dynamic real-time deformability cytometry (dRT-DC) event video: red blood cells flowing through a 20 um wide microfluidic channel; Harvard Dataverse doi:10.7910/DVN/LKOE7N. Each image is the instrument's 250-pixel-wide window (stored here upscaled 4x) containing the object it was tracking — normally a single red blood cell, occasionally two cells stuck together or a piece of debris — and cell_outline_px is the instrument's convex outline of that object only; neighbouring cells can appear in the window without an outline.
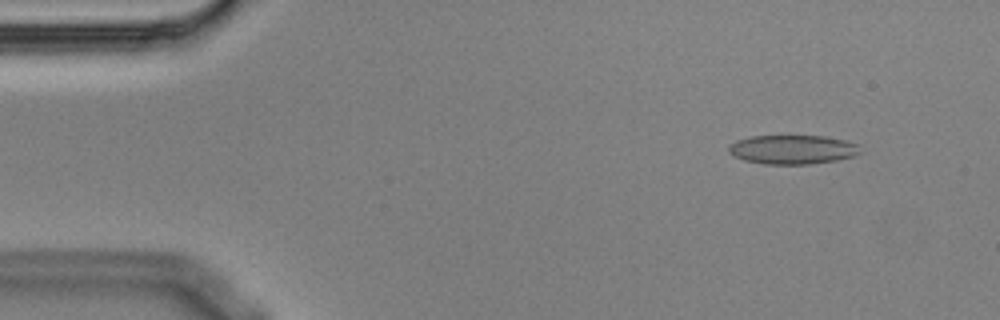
{"species": "Egyptian fruit bat (a non-hibernating species)", "species_latin": "Rousettus aegyptiacus", "temperature_condition": "cold", "stored_images_in_passage": 5, "segment_of_instrument_passage": [1, 2], "camera_frame_rate_fps": 3000, "um_per_image_px": 0.085, "animal": {"sex": "male"}, "frame": {"image": 1, "passage_image": 1, "time_ms": 0.0, "image_size_px": [1000, 320], "cell_outline_px": [[860, 152], [852, 156], [836, 160], [808, 164], [764, 164], [744, 160], [732, 156], [728, 152], [728, 144], [736, 140], [748, 136], [824, 136], [844, 140], [860, 144]], "centroid_in_image_um": [67.31, 12.7], "position_along_channel_um": 17.7, "area_um2": 22.43}}
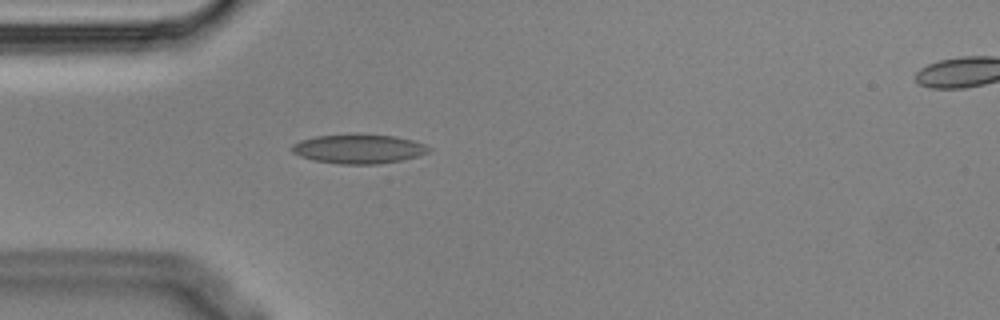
{"frame": {"image": 2, "passage_image": 4, "time_ms": 1.0, "image_size_px": [1000, 320], "cell_outline_px": [[432, 148], [428, 152], [420, 156], [404, 160], [380, 164], [340, 164], [312, 160], [300, 156], [292, 152], [288, 148], [292, 144], [300, 140], [316, 136], [396, 136], [412, 140], [424, 144]], "centroid_in_image_um": [30.49, 12.69], "position_along_channel_um": 54.5, "area_um2": 23.0}}